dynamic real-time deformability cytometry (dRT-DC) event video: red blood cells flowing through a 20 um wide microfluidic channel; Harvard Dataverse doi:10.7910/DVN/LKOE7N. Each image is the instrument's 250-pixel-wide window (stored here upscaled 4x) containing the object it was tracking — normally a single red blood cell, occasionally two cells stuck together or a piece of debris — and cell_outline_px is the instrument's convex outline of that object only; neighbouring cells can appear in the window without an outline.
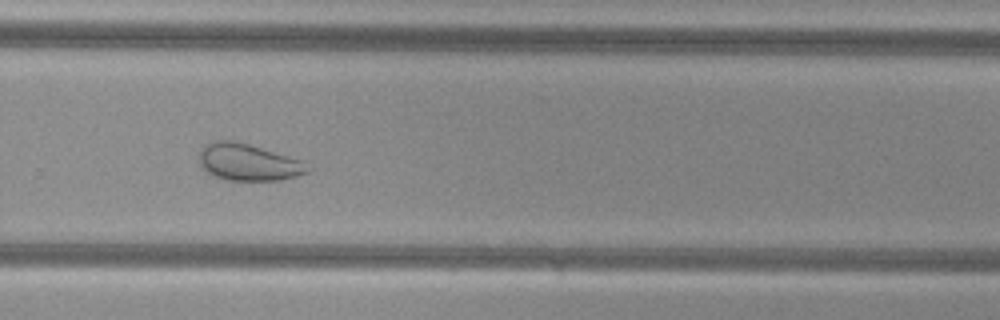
{"species": "common noctule bat (a hibernating species)", "species_latin": "Nyctalus noctula", "temperature_condition": "cold", "stored_images_in_passage": 42, "camera_frame_rate_fps": 3000, "um_per_image_px": 0.085, "animal": {"sex": "female", "body_mass_g": 29.2, "forearm_length_mm": 56.3}, "frame": {"image": 1, "passage_image": 24, "time_ms": 7.667, "image_size_px": [1000, 320], "cell_outline_px": [[312, 168], [308, 172], [296, 176], [280, 180], [228, 180], [216, 176], [200, 168], [200, 152], [204, 144], [212, 140], [232, 140], [248, 144], [304, 160]], "centroid_in_image_um": [21.13, 13.78], "position_along_channel_um": 308.7, "area_um2": 23.41}}
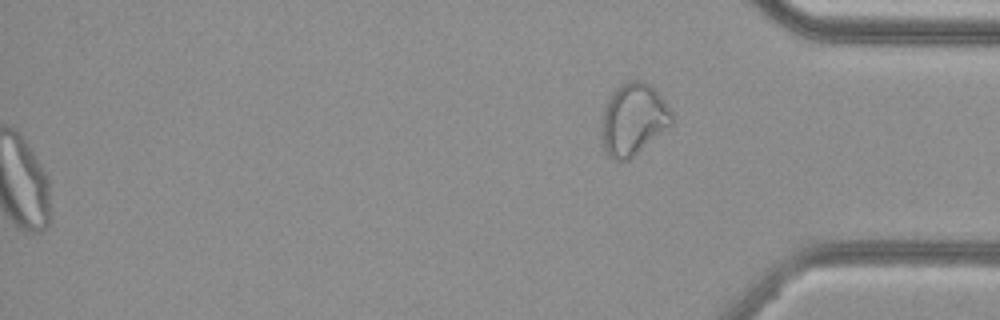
{"frame": {"image": 2, "passage_image": 42, "time_ms": 13.667, "image_size_px": [1000, 320], "cell_outline_px": [[672, 124], [628, 160], [616, 160], [608, 156], [604, 152], [604, 112], [608, 100], [612, 92], [620, 84], [628, 80], [644, 80], [652, 84], [672, 112]], "centroid_in_image_um": [53.87, 10.1], "position_along_channel_um": 381.3, "area_um2": 28.78}, "authors_computed_cell_mechanics": {"area_um2": 28.3509, "velocity_mm_per_s": 3.8041, "shape_relaxation_time_tau1_ms": null, "shape_relaxation_time_tau2_ms": 1.5651, "deformation_change_tau1": null, "deformation_change_tau2": 0.072}}